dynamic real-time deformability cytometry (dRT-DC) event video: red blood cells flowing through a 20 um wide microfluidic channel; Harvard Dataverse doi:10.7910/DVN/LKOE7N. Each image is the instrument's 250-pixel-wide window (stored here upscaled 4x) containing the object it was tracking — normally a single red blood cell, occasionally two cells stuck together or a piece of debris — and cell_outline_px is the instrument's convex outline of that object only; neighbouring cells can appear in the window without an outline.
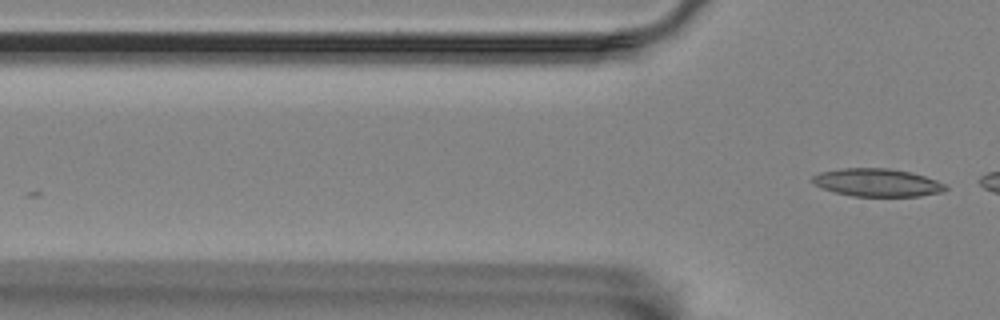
{"species": "Egyptian fruit bat (a non-hibernating species)", "species_latin": "Rousettus aegyptiacus", "temperature_condition": "room temperature", "stored_images_in_passage": 2, "camera_frame_rate_fps": 3000, "um_per_image_px": 0.085, "animal": {"sex": "female"}, "frame": {"image": 1, "passage_image": 2, "time_ms": 1.333, "image_size_px": [1000, 320], "cell_outline_px": [[948, 188], [940, 192], [920, 196], [852, 196], [832, 192], [816, 184], [812, 180], [812, 176], [820, 172], [844, 168], [888, 168], [908, 172], [924, 176], [936, 180], [944, 184]], "centroid_in_image_um": [74.54, 15.52], "position_along_channel_um": 51.3, "area_um2": 21.39}}